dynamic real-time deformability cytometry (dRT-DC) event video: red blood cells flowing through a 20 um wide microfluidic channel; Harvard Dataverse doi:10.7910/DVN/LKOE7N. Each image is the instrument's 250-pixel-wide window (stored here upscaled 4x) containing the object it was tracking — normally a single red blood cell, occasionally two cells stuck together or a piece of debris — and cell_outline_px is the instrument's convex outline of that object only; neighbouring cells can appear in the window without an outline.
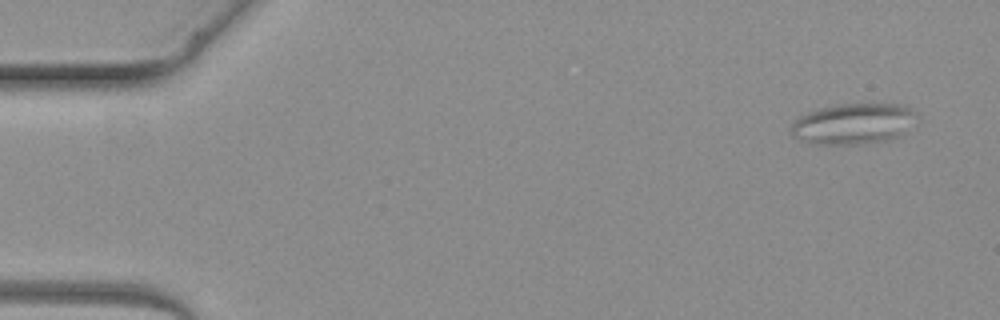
{"species": "common noctule bat (a hibernating species)", "species_latin": "Nyctalus noctula", "temperature_condition": "warm", "stored_images_in_passage": 4, "camera_frame_rate_fps": 3000, "um_per_image_px": 0.085, "animal": {"sex": "female", "body_mass_g": 19.3, "forearm_length_mm": 54.1}, "frame": {"image": 1, "passage_image": 1, "time_ms": 0.0, "image_size_px": [1000, 320], "cell_outline_px": [[920, 116], [900, 136], [868, 144], [816, 144], [800, 140], [792, 136], [792, 124], [796, 116], [820, 108], [836, 104], [904, 104], [912, 108]], "centroid_in_image_um": [72.56, 10.51], "position_along_channel_um": 12.4, "area_um2": 30.23}}